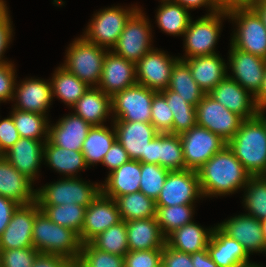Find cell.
<instances>
[{"mask_svg":"<svg viewBox=\"0 0 266 267\" xmlns=\"http://www.w3.org/2000/svg\"><path fill=\"white\" fill-rule=\"evenodd\" d=\"M197 174L203 197L232 194L245 188L251 177L228 146L204 163Z\"/></svg>","mask_w":266,"mask_h":267,"instance_id":"1","label":"cell"},{"mask_svg":"<svg viewBox=\"0 0 266 267\" xmlns=\"http://www.w3.org/2000/svg\"><path fill=\"white\" fill-rule=\"evenodd\" d=\"M227 146L251 176H266V126L258 116L245 119Z\"/></svg>","mask_w":266,"mask_h":267,"instance_id":"2","label":"cell"},{"mask_svg":"<svg viewBox=\"0 0 266 267\" xmlns=\"http://www.w3.org/2000/svg\"><path fill=\"white\" fill-rule=\"evenodd\" d=\"M33 247L43 254L59 255L71 262L79 260L82 242L79 234L52 222L40 210L33 224Z\"/></svg>","mask_w":266,"mask_h":267,"instance_id":"3","label":"cell"},{"mask_svg":"<svg viewBox=\"0 0 266 267\" xmlns=\"http://www.w3.org/2000/svg\"><path fill=\"white\" fill-rule=\"evenodd\" d=\"M227 14L238 25L231 44L241 51L266 59V27L257 11L248 5L230 9Z\"/></svg>","mask_w":266,"mask_h":267,"instance_id":"4","label":"cell"},{"mask_svg":"<svg viewBox=\"0 0 266 267\" xmlns=\"http://www.w3.org/2000/svg\"><path fill=\"white\" fill-rule=\"evenodd\" d=\"M109 50L80 37L72 42L62 65L89 87H97L101 80L105 56Z\"/></svg>","mask_w":266,"mask_h":267,"instance_id":"5","label":"cell"},{"mask_svg":"<svg viewBox=\"0 0 266 267\" xmlns=\"http://www.w3.org/2000/svg\"><path fill=\"white\" fill-rule=\"evenodd\" d=\"M101 193V186L88 184L77 177L65 178L36 190L38 205H64L75 203L88 207Z\"/></svg>","mask_w":266,"mask_h":267,"instance_id":"6","label":"cell"},{"mask_svg":"<svg viewBox=\"0 0 266 267\" xmlns=\"http://www.w3.org/2000/svg\"><path fill=\"white\" fill-rule=\"evenodd\" d=\"M228 17L227 11L219 10L213 14H206L196 21H190L187 30L183 34L185 37L186 55L182 60L196 56L215 54V44L219 39L221 30V18Z\"/></svg>","mask_w":266,"mask_h":267,"instance_id":"7","label":"cell"},{"mask_svg":"<svg viewBox=\"0 0 266 267\" xmlns=\"http://www.w3.org/2000/svg\"><path fill=\"white\" fill-rule=\"evenodd\" d=\"M137 9V6L131 9H122L116 6L100 10L93 16L82 37L104 49L113 48L124 30L127 20Z\"/></svg>","mask_w":266,"mask_h":267,"instance_id":"8","label":"cell"},{"mask_svg":"<svg viewBox=\"0 0 266 267\" xmlns=\"http://www.w3.org/2000/svg\"><path fill=\"white\" fill-rule=\"evenodd\" d=\"M151 27L141 9H137L127 20L124 30L113 47V53L137 63L151 47Z\"/></svg>","mask_w":266,"mask_h":267,"instance_id":"9","label":"cell"},{"mask_svg":"<svg viewBox=\"0 0 266 267\" xmlns=\"http://www.w3.org/2000/svg\"><path fill=\"white\" fill-rule=\"evenodd\" d=\"M185 169L197 171L214 154L221 151L227 142L207 128L195 125L181 133Z\"/></svg>","mask_w":266,"mask_h":267,"instance_id":"10","label":"cell"},{"mask_svg":"<svg viewBox=\"0 0 266 267\" xmlns=\"http://www.w3.org/2000/svg\"><path fill=\"white\" fill-rule=\"evenodd\" d=\"M156 91L136 83L111 97L114 121L150 122L151 104Z\"/></svg>","mask_w":266,"mask_h":267,"instance_id":"11","label":"cell"},{"mask_svg":"<svg viewBox=\"0 0 266 267\" xmlns=\"http://www.w3.org/2000/svg\"><path fill=\"white\" fill-rule=\"evenodd\" d=\"M197 125L229 142L240 129L244 119L229 111L209 94H205L196 106Z\"/></svg>","mask_w":266,"mask_h":267,"instance_id":"12","label":"cell"},{"mask_svg":"<svg viewBox=\"0 0 266 267\" xmlns=\"http://www.w3.org/2000/svg\"><path fill=\"white\" fill-rule=\"evenodd\" d=\"M202 196L197 171L174 170L169 171L155 202L156 206L193 204L196 198Z\"/></svg>","mask_w":266,"mask_h":267,"instance_id":"13","label":"cell"},{"mask_svg":"<svg viewBox=\"0 0 266 267\" xmlns=\"http://www.w3.org/2000/svg\"><path fill=\"white\" fill-rule=\"evenodd\" d=\"M178 59L152 48L136 63L137 83L156 92L166 90L172 68Z\"/></svg>","mask_w":266,"mask_h":267,"instance_id":"14","label":"cell"},{"mask_svg":"<svg viewBox=\"0 0 266 267\" xmlns=\"http://www.w3.org/2000/svg\"><path fill=\"white\" fill-rule=\"evenodd\" d=\"M116 140L127 152L130 160L147 163L149 143L159 134L150 122L113 121Z\"/></svg>","mask_w":266,"mask_h":267,"instance_id":"15","label":"cell"},{"mask_svg":"<svg viewBox=\"0 0 266 267\" xmlns=\"http://www.w3.org/2000/svg\"><path fill=\"white\" fill-rule=\"evenodd\" d=\"M39 211L40 207L36 201L27 205H19L0 236V250L33 247L32 230L35 215Z\"/></svg>","mask_w":266,"mask_h":267,"instance_id":"16","label":"cell"},{"mask_svg":"<svg viewBox=\"0 0 266 267\" xmlns=\"http://www.w3.org/2000/svg\"><path fill=\"white\" fill-rule=\"evenodd\" d=\"M230 49L229 64L234 76L229 77L255 97L262 85L266 59L241 51L232 44Z\"/></svg>","mask_w":266,"mask_h":267,"instance_id":"17","label":"cell"},{"mask_svg":"<svg viewBox=\"0 0 266 267\" xmlns=\"http://www.w3.org/2000/svg\"><path fill=\"white\" fill-rule=\"evenodd\" d=\"M121 221L115 199L100 193L86 208L84 223L79 234L82 244L91 242L99 234Z\"/></svg>","mask_w":266,"mask_h":267,"instance_id":"18","label":"cell"},{"mask_svg":"<svg viewBox=\"0 0 266 267\" xmlns=\"http://www.w3.org/2000/svg\"><path fill=\"white\" fill-rule=\"evenodd\" d=\"M136 83V63L116 55L112 50L107 52L97 87L112 97Z\"/></svg>","mask_w":266,"mask_h":267,"instance_id":"19","label":"cell"},{"mask_svg":"<svg viewBox=\"0 0 266 267\" xmlns=\"http://www.w3.org/2000/svg\"><path fill=\"white\" fill-rule=\"evenodd\" d=\"M217 102L244 120L257 116L255 98L228 75L209 93Z\"/></svg>","mask_w":266,"mask_h":267,"instance_id":"20","label":"cell"},{"mask_svg":"<svg viewBox=\"0 0 266 267\" xmlns=\"http://www.w3.org/2000/svg\"><path fill=\"white\" fill-rule=\"evenodd\" d=\"M218 227L229 237L242 244L247 254L251 252H265L261 221L247 214H241L228 219Z\"/></svg>","mask_w":266,"mask_h":267,"instance_id":"21","label":"cell"},{"mask_svg":"<svg viewBox=\"0 0 266 267\" xmlns=\"http://www.w3.org/2000/svg\"><path fill=\"white\" fill-rule=\"evenodd\" d=\"M44 141L20 138L7 152L4 158L21 174L34 182L43 159Z\"/></svg>","mask_w":266,"mask_h":267,"instance_id":"22","label":"cell"},{"mask_svg":"<svg viewBox=\"0 0 266 267\" xmlns=\"http://www.w3.org/2000/svg\"><path fill=\"white\" fill-rule=\"evenodd\" d=\"M92 126L76 114L67 115L54 126H48V141L71 151H81Z\"/></svg>","mask_w":266,"mask_h":267,"instance_id":"23","label":"cell"},{"mask_svg":"<svg viewBox=\"0 0 266 267\" xmlns=\"http://www.w3.org/2000/svg\"><path fill=\"white\" fill-rule=\"evenodd\" d=\"M207 250L218 267H240L250 262L242 244L229 237L218 226L213 228Z\"/></svg>","mask_w":266,"mask_h":267,"instance_id":"24","label":"cell"},{"mask_svg":"<svg viewBox=\"0 0 266 267\" xmlns=\"http://www.w3.org/2000/svg\"><path fill=\"white\" fill-rule=\"evenodd\" d=\"M19 88L15 85V92L13 98H17L16 109L21 111H28L37 114H43L48 110L53 99L52 85L50 82H45L39 79L24 80L19 84Z\"/></svg>","mask_w":266,"mask_h":267,"instance_id":"25","label":"cell"},{"mask_svg":"<svg viewBox=\"0 0 266 267\" xmlns=\"http://www.w3.org/2000/svg\"><path fill=\"white\" fill-rule=\"evenodd\" d=\"M0 196L12 199L19 205L36 201L32 181L17 171L4 157L0 159Z\"/></svg>","mask_w":266,"mask_h":267,"instance_id":"26","label":"cell"},{"mask_svg":"<svg viewBox=\"0 0 266 267\" xmlns=\"http://www.w3.org/2000/svg\"><path fill=\"white\" fill-rule=\"evenodd\" d=\"M129 251L163 249L166 237L155 217L126 221Z\"/></svg>","mask_w":266,"mask_h":267,"instance_id":"27","label":"cell"},{"mask_svg":"<svg viewBox=\"0 0 266 267\" xmlns=\"http://www.w3.org/2000/svg\"><path fill=\"white\" fill-rule=\"evenodd\" d=\"M141 162L129 160L119 168L109 172L105 184L101 185V193L109 198L138 192L140 190Z\"/></svg>","mask_w":266,"mask_h":267,"instance_id":"28","label":"cell"},{"mask_svg":"<svg viewBox=\"0 0 266 267\" xmlns=\"http://www.w3.org/2000/svg\"><path fill=\"white\" fill-rule=\"evenodd\" d=\"M184 61L188 64L193 79L206 94L227 76V66L217 53Z\"/></svg>","mask_w":266,"mask_h":267,"instance_id":"29","label":"cell"},{"mask_svg":"<svg viewBox=\"0 0 266 267\" xmlns=\"http://www.w3.org/2000/svg\"><path fill=\"white\" fill-rule=\"evenodd\" d=\"M76 115L91 126L104 125L107 116L112 111L111 96L98 87H89L85 94L72 106Z\"/></svg>","mask_w":266,"mask_h":267,"instance_id":"30","label":"cell"},{"mask_svg":"<svg viewBox=\"0 0 266 267\" xmlns=\"http://www.w3.org/2000/svg\"><path fill=\"white\" fill-rule=\"evenodd\" d=\"M212 231L213 228L204 229L192 221L170 233L166 237V244L178 251L192 254L207 249Z\"/></svg>","mask_w":266,"mask_h":267,"instance_id":"31","label":"cell"},{"mask_svg":"<svg viewBox=\"0 0 266 267\" xmlns=\"http://www.w3.org/2000/svg\"><path fill=\"white\" fill-rule=\"evenodd\" d=\"M43 158L51 168L65 174L67 178L76 177L75 173L88 167L81 151L55 146L48 140L44 143Z\"/></svg>","mask_w":266,"mask_h":267,"instance_id":"32","label":"cell"},{"mask_svg":"<svg viewBox=\"0 0 266 267\" xmlns=\"http://www.w3.org/2000/svg\"><path fill=\"white\" fill-rule=\"evenodd\" d=\"M168 89L195 107L206 94L193 79L188 64L182 59H178L172 68Z\"/></svg>","mask_w":266,"mask_h":267,"instance_id":"33","label":"cell"},{"mask_svg":"<svg viewBox=\"0 0 266 267\" xmlns=\"http://www.w3.org/2000/svg\"><path fill=\"white\" fill-rule=\"evenodd\" d=\"M115 141L116 133L114 127L113 130H110L104 125L92 126L81 149L86 164L89 166L99 162L102 163L103 158Z\"/></svg>","mask_w":266,"mask_h":267,"instance_id":"34","label":"cell"},{"mask_svg":"<svg viewBox=\"0 0 266 267\" xmlns=\"http://www.w3.org/2000/svg\"><path fill=\"white\" fill-rule=\"evenodd\" d=\"M51 80L52 96H57L72 107L89 89V86L63 66L56 69Z\"/></svg>","mask_w":266,"mask_h":267,"instance_id":"35","label":"cell"},{"mask_svg":"<svg viewBox=\"0 0 266 267\" xmlns=\"http://www.w3.org/2000/svg\"><path fill=\"white\" fill-rule=\"evenodd\" d=\"M161 3L156 15L158 27L167 34L183 35L191 21L188 10L173 0Z\"/></svg>","mask_w":266,"mask_h":267,"instance_id":"36","label":"cell"},{"mask_svg":"<svg viewBox=\"0 0 266 267\" xmlns=\"http://www.w3.org/2000/svg\"><path fill=\"white\" fill-rule=\"evenodd\" d=\"M115 201L125 222L156 216V202L141 191L119 196Z\"/></svg>","mask_w":266,"mask_h":267,"instance_id":"37","label":"cell"},{"mask_svg":"<svg viewBox=\"0 0 266 267\" xmlns=\"http://www.w3.org/2000/svg\"><path fill=\"white\" fill-rule=\"evenodd\" d=\"M173 113L172 134L180 135L197 125L196 107L185 101L182 96L166 89L160 92Z\"/></svg>","mask_w":266,"mask_h":267,"instance_id":"38","label":"cell"},{"mask_svg":"<svg viewBox=\"0 0 266 267\" xmlns=\"http://www.w3.org/2000/svg\"><path fill=\"white\" fill-rule=\"evenodd\" d=\"M46 216L54 223L72 229L80 234L87 207L71 203L64 205H39Z\"/></svg>","mask_w":266,"mask_h":267,"instance_id":"39","label":"cell"},{"mask_svg":"<svg viewBox=\"0 0 266 267\" xmlns=\"http://www.w3.org/2000/svg\"><path fill=\"white\" fill-rule=\"evenodd\" d=\"M11 116L20 137L33 140H42L41 137H45L44 142L48 140L49 122L46 115L14 108Z\"/></svg>","mask_w":266,"mask_h":267,"instance_id":"40","label":"cell"},{"mask_svg":"<svg viewBox=\"0 0 266 267\" xmlns=\"http://www.w3.org/2000/svg\"><path fill=\"white\" fill-rule=\"evenodd\" d=\"M193 204L156 206V220L162 234L167 237L175 229L192 222Z\"/></svg>","mask_w":266,"mask_h":267,"instance_id":"41","label":"cell"},{"mask_svg":"<svg viewBox=\"0 0 266 267\" xmlns=\"http://www.w3.org/2000/svg\"><path fill=\"white\" fill-rule=\"evenodd\" d=\"M159 166L169 171L185 169L183 146L179 135L159 133Z\"/></svg>","mask_w":266,"mask_h":267,"instance_id":"42","label":"cell"},{"mask_svg":"<svg viewBox=\"0 0 266 267\" xmlns=\"http://www.w3.org/2000/svg\"><path fill=\"white\" fill-rule=\"evenodd\" d=\"M91 243L99 250L125 256L129 251L126 222L121 220L95 237Z\"/></svg>","mask_w":266,"mask_h":267,"instance_id":"43","label":"cell"},{"mask_svg":"<svg viewBox=\"0 0 266 267\" xmlns=\"http://www.w3.org/2000/svg\"><path fill=\"white\" fill-rule=\"evenodd\" d=\"M245 187L243 202L249 211L247 215L260 221L266 219V176H251Z\"/></svg>","mask_w":266,"mask_h":267,"instance_id":"44","label":"cell"},{"mask_svg":"<svg viewBox=\"0 0 266 267\" xmlns=\"http://www.w3.org/2000/svg\"><path fill=\"white\" fill-rule=\"evenodd\" d=\"M169 170L158 164L141 163L140 190L147 197L157 200Z\"/></svg>","mask_w":266,"mask_h":267,"instance_id":"45","label":"cell"},{"mask_svg":"<svg viewBox=\"0 0 266 267\" xmlns=\"http://www.w3.org/2000/svg\"><path fill=\"white\" fill-rule=\"evenodd\" d=\"M79 261L85 267H125L124 256L99 250L91 242L82 244Z\"/></svg>","mask_w":266,"mask_h":267,"instance_id":"46","label":"cell"},{"mask_svg":"<svg viewBox=\"0 0 266 267\" xmlns=\"http://www.w3.org/2000/svg\"><path fill=\"white\" fill-rule=\"evenodd\" d=\"M150 123L159 133H172L173 113L160 92L153 96Z\"/></svg>","mask_w":266,"mask_h":267,"instance_id":"47","label":"cell"},{"mask_svg":"<svg viewBox=\"0 0 266 267\" xmlns=\"http://www.w3.org/2000/svg\"><path fill=\"white\" fill-rule=\"evenodd\" d=\"M38 254L34 247L0 250L1 267H32Z\"/></svg>","mask_w":266,"mask_h":267,"instance_id":"48","label":"cell"},{"mask_svg":"<svg viewBox=\"0 0 266 267\" xmlns=\"http://www.w3.org/2000/svg\"><path fill=\"white\" fill-rule=\"evenodd\" d=\"M163 249L128 251L124 256L125 267H160Z\"/></svg>","mask_w":266,"mask_h":267,"instance_id":"49","label":"cell"},{"mask_svg":"<svg viewBox=\"0 0 266 267\" xmlns=\"http://www.w3.org/2000/svg\"><path fill=\"white\" fill-rule=\"evenodd\" d=\"M15 69L10 62L0 64V102L12 100L15 93Z\"/></svg>","mask_w":266,"mask_h":267,"instance_id":"50","label":"cell"},{"mask_svg":"<svg viewBox=\"0 0 266 267\" xmlns=\"http://www.w3.org/2000/svg\"><path fill=\"white\" fill-rule=\"evenodd\" d=\"M20 138V134L15 127L12 116L0 121V150L3 154L7 152Z\"/></svg>","mask_w":266,"mask_h":267,"instance_id":"51","label":"cell"},{"mask_svg":"<svg viewBox=\"0 0 266 267\" xmlns=\"http://www.w3.org/2000/svg\"><path fill=\"white\" fill-rule=\"evenodd\" d=\"M162 265L164 267H194L191 254L184 253L164 245L162 251Z\"/></svg>","mask_w":266,"mask_h":267,"instance_id":"52","label":"cell"},{"mask_svg":"<svg viewBox=\"0 0 266 267\" xmlns=\"http://www.w3.org/2000/svg\"><path fill=\"white\" fill-rule=\"evenodd\" d=\"M130 160L127 152L124 150L122 145L116 140L105 157L102 160L103 165H105L112 172L113 170L119 168L124 163Z\"/></svg>","mask_w":266,"mask_h":267,"instance_id":"53","label":"cell"},{"mask_svg":"<svg viewBox=\"0 0 266 267\" xmlns=\"http://www.w3.org/2000/svg\"><path fill=\"white\" fill-rule=\"evenodd\" d=\"M8 8L0 15V64L6 63L3 57V53L5 52V49L8 48V44L10 43V40L12 39V25H11V19L8 14Z\"/></svg>","mask_w":266,"mask_h":267,"instance_id":"54","label":"cell"},{"mask_svg":"<svg viewBox=\"0 0 266 267\" xmlns=\"http://www.w3.org/2000/svg\"><path fill=\"white\" fill-rule=\"evenodd\" d=\"M18 206L19 204L12 199L0 196V236L8 226L11 216Z\"/></svg>","mask_w":266,"mask_h":267,"instance_id":"55","label":"cell"},{"mask_svg":"<svg viewBox=\"0 0 266 267\" xmlns=\"http://www.w3.org/2000/svg\"><path fill=\"white\" fill-rule=\"evenodd\" d=\"M71 261L59 255L39 253L32 267H66Z\"/></svg>","mask_w":266,"mask_h":267,"instance_id":"56","label":"cell"},{"mask_svg":"<svg viewBox=\"0 0 266 267\" xmlns=\"http://www.w3.org/2000/svg\"><path fill=\"white\" fill-rule=\"evenodd\" d=\"M191 260L194 267H218L211 259L207 249L192 253Z\"/></svg>","mask_w":266,"mask_h":267,"instance_id":"57","label":"cell"},{"mask_svg":"<svg viewBox=\"0 0 266 267\" xmlns=\"http://www.w3.org/2000/svg\"><path fill=\"white\" fill-rule=\"evenodd\" d=\"M173 1L179 3L187 10L196 9L204 5V6H209V9H211L209 14H213L219 11V9L214 5L212 0H173Z\"/></svg>","mask_w":266,"mask_h":267,"instance_id":"58","label":"cell"},{"mask_svg":"<svg viewBox=\"0 0 266 267\" xmlns=\"http://www.w3.org/2000/svg\"><path fill=\"white\" fill-rule=\"evenodd\" d=\"M219 10L228 11L237 7L250 5L251 0H212Z\"/></svg>","mask_w":266,"mask_h":267,"instance_id":"59","label":"cell"},{"mask_svg":"<svg viewBox=\"0 0 266 267\" xmlns=\"http://www.w3.org/2000/svg\"><path fill=\"white\" fill-rule=\"evenodd\" d=\"M147 163L159 165V134L148 145Z\"/></svg>","mask_w":266,"mask_h":267,"instance_id":"60","label":"cell"},{"mask_svg":"<svg viewBox=\"0 0 266 267\" xmlns=\"http://www.w3.org/2000/svg\"><path fill=\"white\" fill-rule=\"evenodd\" d=\"M257 108H266V69L259 93L254 97Z\"/></svg>","mask_w":266,"mask_h":267,"instance_id":"61","label":"cell"},{"mask_svg":"<svg viewBox=\"0 0 266 267\" xmlns=\"http://www.w3.org/2000/svg\"><path fill=\"white\" fill-rule=\"evenodd\" d=\"M250 5L257 11L266 27V0H251Z\"/></svg>","mask_w":266,"mask_h":267,"instance_id":"62","label":"cell"},{"mask_svg":"<svg viewBox=\"0 0 266 267\" xmlns=\"http://www.w3.org/2000/svg\"><path fill=\"white\" fill-rule=\"evenodd\" d=\"M265 107L262 106L260 108H258L257 110V116L262 120V122L264 123V125L266 126V118H265V113H264Z\"/></svg>","mask_w":266,"mask_h":267,"instance_id":"63","label":"cell"},{"mask_svg":"<svg viewBox=\"0 0 266 267\" xmlns=\"http://www.w3.org/2000/svg\"><path fill=\"white\" fill-rule=\"evenodd\" d=\"M261 229L263 234V240L266 246V219L261 220Z\"/></svg>","mask_w":266,"mask_h":267,"instance_id":"64","label":"cell"},{"mask_svg":"<svg viewBox=\"0 0 266 267\" xmlns=\"http://www.w3.org/2000/svg\"><path fill=\"white\" fill-rule=\"evenodd\" d=\"M7 9L5 1L0 0V15Z\"/></svg>","mask_w":266,"mask_h":267,"instance_id":"65","label":"cell"},{"mask_svg":"<svg viewBox=\"0 0 266 267\" xmlns=\"http://www.w3.org/2000/svg\"><path fill=\"white\" fill-rule=\"evenodd\" d=\"M240 267H261V266L255 263H248V264L241 265Z\"/></svg>","mask_w":266,"mask_h":267,"instance_id":"66","label":"cell"},{"mask_svg":"<svg viewBox=\"0 0 266 267\" xmlns=\"http://www.w3.org/2000/svg\"><path fill=\"white\" fill-rule=\"evenodd\" d=\"M78 267H85L79 260L74 262Z\"/></svg>","mask_w":266,"mask_h":267,"instance_id":"67","label":"cell"},{"mask_svg":"<svg viewBox=\"0 0 266 267\" xmlns=\"http://www.w3.org/2000/svg\"><path fill=\"white\" fill-rule=\"evenodd\" d=\"M66 267H78L74 262H70Z\"/></svg>","mask_w":266,"mask_h":267,"instance_id":"68","label":"cell"},{"mask_svg":"<svg viewBox=\"0 0 266 267\" xmlns=\"http://www.w3.org/2000/svg\"><path fill=\"white\" fill-rule=\"evenodd\" d=\"M4 157V154L2 153V151L0 150V159Z\"/></svg>","mask_w":266,"mask_h":267,"instance_id":"69","label":"cell"}]
</instances>
